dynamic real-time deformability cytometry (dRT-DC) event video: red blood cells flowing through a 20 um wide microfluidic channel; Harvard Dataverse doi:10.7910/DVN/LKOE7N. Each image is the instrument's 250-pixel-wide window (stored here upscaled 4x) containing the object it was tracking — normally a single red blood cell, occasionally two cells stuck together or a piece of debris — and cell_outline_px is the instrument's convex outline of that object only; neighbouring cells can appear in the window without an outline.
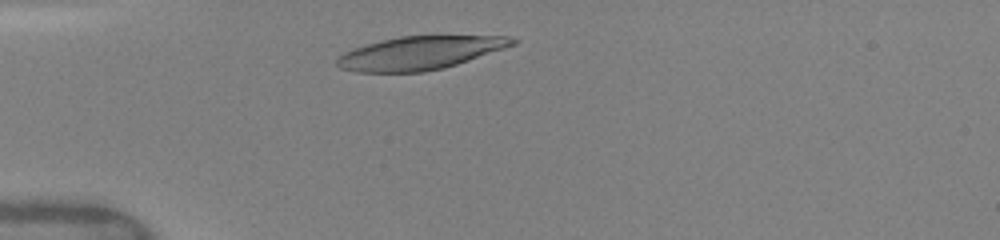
{"species": "human", "species_latin": "Homo sapiens", "temperature_condition": "warm", "stored_images_in_passage": 50, "camera_frame_rate_fps": 3000, "um_per_image_px": 0.085, "donor": {"sex": "female"}, "frame": {"image": 1, "passage_image": 2, "time_ms": 0.333, "image_size_px": [1000, 240], "cell_outline_px": [[520, 40], [516, 44], [444, 68], [424, 72], [356, 72], [340, 68], [336, 64], [336, 60], [344, 52], [352, 48], [400, 36], [508, 36]], "centroid_in_image_um": [35.68, 4.5], "position_along_channel_um": 49.3, "area_um2": 33.76}}
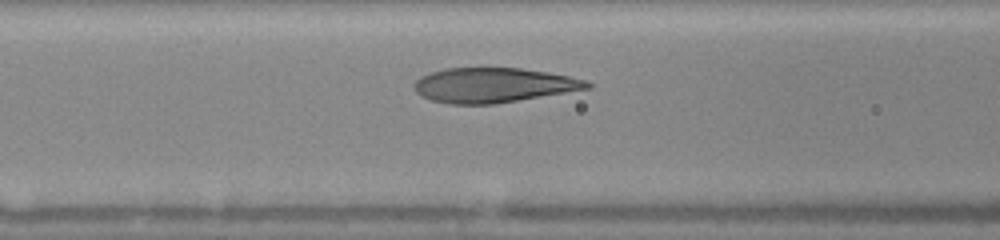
{"frame": {"image": 2, "passage_image": 13, "time_ms": 2.667, "image_size_px": [1000, 240], "cell_outline_px": [[592, 88], [492, 104], [448, 104], [432, 100], [420, 96], [416, 92], [412, 84], [420, 76], [444, 68], [520, 68], [548, 72], [588, 80], [592, 84]], "centroid_in_image_um": [41.92, 7.23], "position_along_channel_um": 124.7, "area_um2": 35.03}}
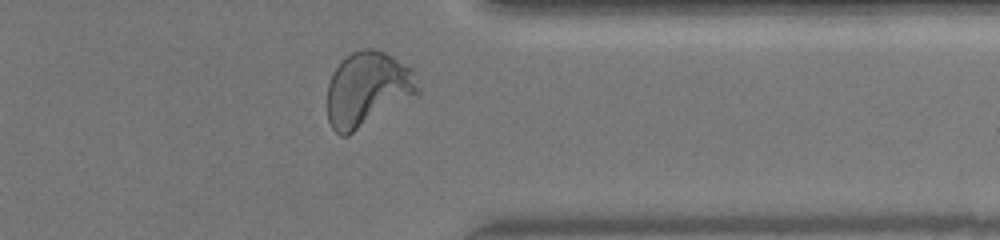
{"frame": {"image": 3, "passage_image": 47, "time_ms": 9.0, "image_size_px": [1000, 240], "cell_outline_px": [[420, 92], [416, 96], [348, 136], [340, 136], [332, 128], [328, 120], [328, 84], [332, 72], [352, 52], [360, 48], [376, 48], [392, 56], [412, 68], [420, 88]], "centroid_in_image_um": [31.26, 7.59], "position_along_channel_um": 380.1, "area_um2": 39.65}, "authors_computed_cell_mechanics": {"area_um2": 35.7782, "velocity_mm_per_s": 4.0897, "shape_relaxation_time_tau1_ms": 4.1845, "shape_relaxation_time_tau2_ms": null, "deformation_change_tau1": 0.2218, "deformation_change_tau2": null}}